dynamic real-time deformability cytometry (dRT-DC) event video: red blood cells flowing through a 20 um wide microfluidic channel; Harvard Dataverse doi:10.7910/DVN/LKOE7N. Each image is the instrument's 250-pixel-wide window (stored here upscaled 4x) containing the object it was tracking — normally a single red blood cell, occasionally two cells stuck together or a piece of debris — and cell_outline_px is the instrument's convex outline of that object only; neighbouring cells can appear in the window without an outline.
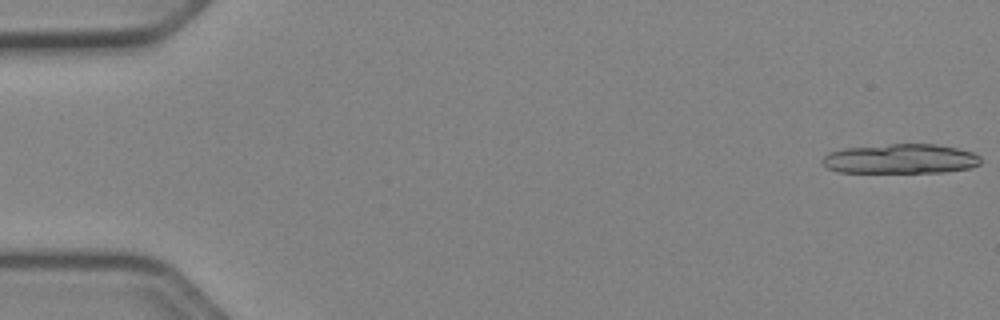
{"species": "Egyptian fruit bat (a non-hibernating species)", "species_latin": "Rousettus aegyptiacus", "temperature_condition": "cold", "stored_images_in_passage": 32, "camera_frame_rate_fps": 3000, "um_per_image_px": 0.085, "animal": {"sex": "female"}, "frame": {"image": 1, "passage_image": 1, "time_ms": 0.0, "image_size_px": [1000, 320], "cell_outline_px": [[980, 164], [972, 168], [944, 172], [836, 172], [828, 168], [820, 160], [828, 152], [844, 148], [888, 144], [936, 144], [956, 148], [972, 152], [980, 156]], "centroid_in_image_um": [76.54, 13.5], "position_along_channel_um": 8.5, "area_um2": 27.46}}
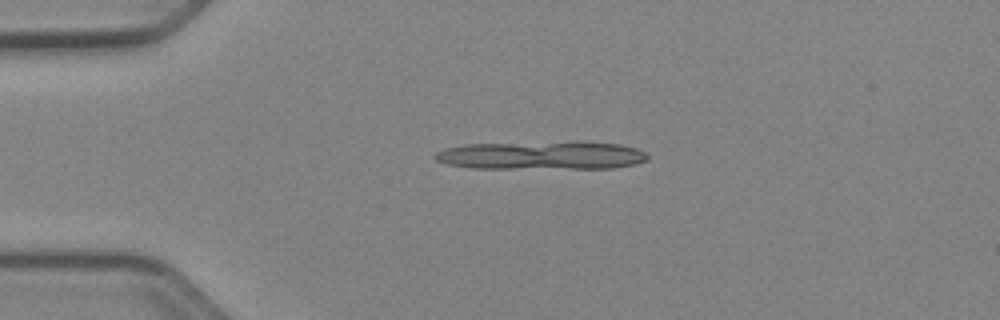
{"frame": {"image": 2, "passage_image": 12, "time_ms": 3.667, "image_size_px": [1000, 320], "cell_outline_px": [[648, 160], [636, 164], [612, 168], [468, 168], [448, 164], [436, 160], [432, 156], [436, 152], [444, 148], [464, 144], [620, 144], [636, 148], [648, 152]], "centroid_in_image_um": [46.0, 13.25], "position_along_channel_um": 39.0, "area_um2": 33.81}}